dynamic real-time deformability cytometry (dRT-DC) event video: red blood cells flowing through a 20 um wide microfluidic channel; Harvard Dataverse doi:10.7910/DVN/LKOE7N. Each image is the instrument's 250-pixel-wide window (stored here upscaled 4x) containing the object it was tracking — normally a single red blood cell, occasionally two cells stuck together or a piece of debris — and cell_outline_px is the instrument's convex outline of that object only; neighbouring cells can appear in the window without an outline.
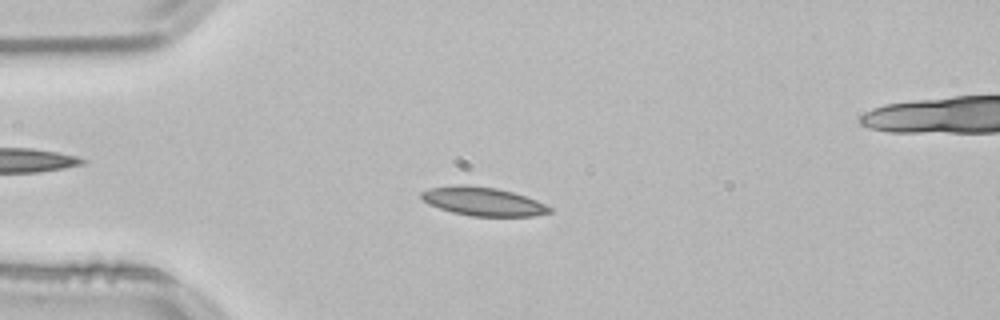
{"species": "common noctule bat (a hibernating species)", "species_latin": "Nyctalus noctula", "temperature_condition": "room temperature", "stored_images_in_passage": 55, "camera_frame_rate_fps": 3000, "um_per_image_px": 0.085, "animal": {"sex": "male", "body_mass_g": 21.5, "forearm_length_mm": 52.0}, "frame": {"image": 1, "passage_image": 14, "time_ms": 4.333, "image_size_px": [1000, 320], "cell_outline_px": [[552, 212], [532, 216], [472, 216], [452, 212], [428, 204], [420, 196], [420, 192], [428, 188], [460, 184], [496, 188], [512, 192], [536, 200], [552, 208]], "centroid_in_image_um": [41.03, 17.12], "position_along_channel_um": 44.0, "area_um2": 21.21}}
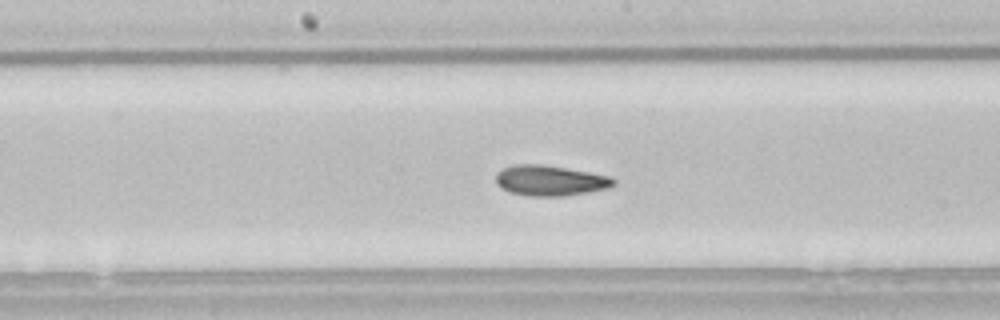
{"frame": {"image": 2, "passage_image": 28, "time_ms": 9.0, "image_size_px": [1000, 320], "cell_outline_px": [[616, 184], [608, 188], [588, 192], [564, 196], [528, 196], [512, 192], [496, 184], [496, 172], [504, 168], [516, 164], [540, 164], [588, 172], [608, 176], [616, 180]], "centroid_in_image_um": [46.76, 15.35], "position_along_channel_um": 201.4, "area_um2": 20.63}}
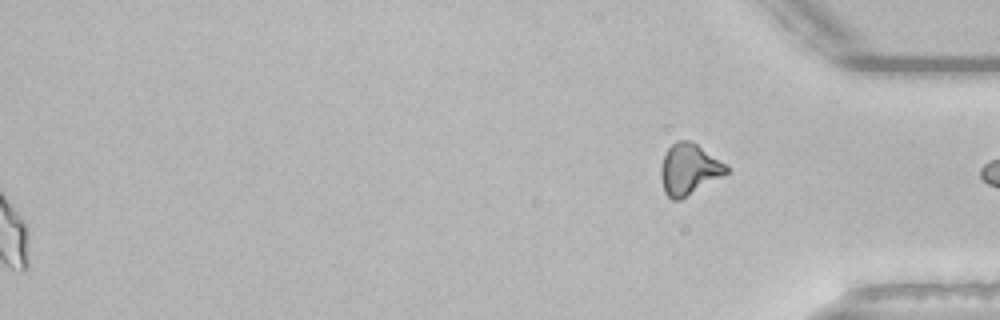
{"frame": {"image": 3, "passage_image": 55, "time_ms": 18.0, "image_size_px": [1000, 320], "cell_outline_px": [[732, 172], [680, 200], [672, 200], [664, 192], [660, 176], [660, 168], [664, 156], [668, 148], [676, 140], [688, 140], [696, 144], [728, 164], [732, 168]], "centroid_in_image_um": [58.62, 14.4], "position_along_channel_um": 376.6, "area_um2": 19.94}, "authors_computed_cell_mechanics": {"area_um2": 20.4612, "velocity_mm_per_s": 3.8131, "shape_relaxation_time_tau1_ms": 4.677, "shape_relaxation_time_tau2_ms": 2.6458, "deformation_change_tau1": 0.1208, "deformation_change_tau2": 0.0724}}